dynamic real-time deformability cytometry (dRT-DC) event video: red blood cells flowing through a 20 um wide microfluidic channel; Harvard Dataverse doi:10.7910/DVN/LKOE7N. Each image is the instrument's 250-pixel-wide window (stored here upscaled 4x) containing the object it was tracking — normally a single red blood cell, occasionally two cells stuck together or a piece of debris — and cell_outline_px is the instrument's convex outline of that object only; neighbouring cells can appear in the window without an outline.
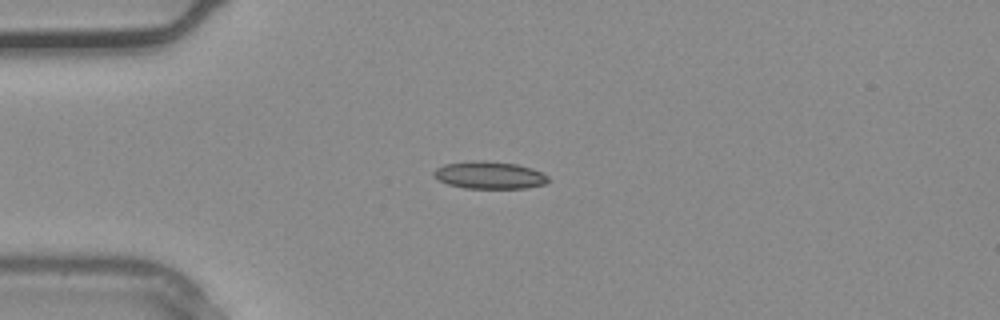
{"species": "common noctule bat (a hibernating species)", "species_latin": "Nyctalus noctula", "temperature_condition": "warm", "stored_images_in_passage": 33, "camera_frame_rate_fps": 3000, "um_per_image_px": 0.085, "animal": {"sex": "male", "body_mass_g": 20.4}, "frame": {"image": 1, "passage_image": 6, "time_ms": 1.667, "image_size_px": [1000, 320], "cell_outline_px": [[548, 180], [544, 184], [524, 188], [464, 188], [448, 184], [432, 176], [432, 172], [436, 168], [444, 164], [476, 160], [484, 160], [516, 164], [532, 168], [548, 176]], "centroid_in_image_um": [41.56, 14.88], "position_along_channel_um": 43.4, "area_um2": 18.21}}